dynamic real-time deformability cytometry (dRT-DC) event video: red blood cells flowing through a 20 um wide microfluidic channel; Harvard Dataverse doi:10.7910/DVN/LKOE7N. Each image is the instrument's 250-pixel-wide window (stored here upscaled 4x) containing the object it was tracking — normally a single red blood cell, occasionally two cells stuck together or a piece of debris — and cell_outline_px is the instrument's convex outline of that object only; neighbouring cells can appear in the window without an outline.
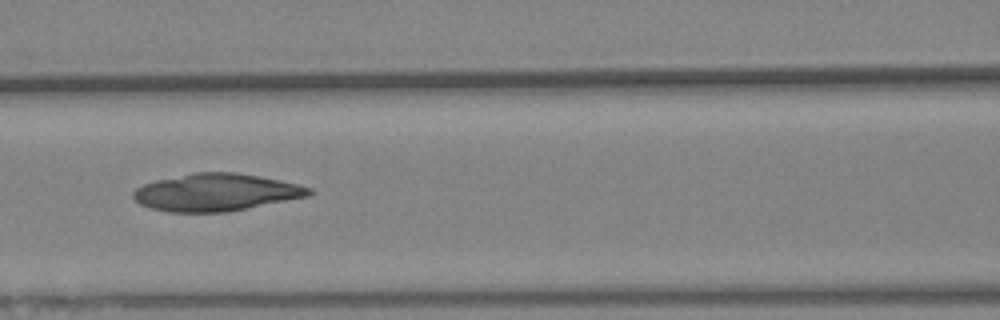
{"species": "Egyptian fruit bat (a non-hibernating species)", "species_latin": "Rousettus aegyptiacus", "temperature_condition": "warm", "stored_images_in_passage": 61, "camera_frame_rate_fps": 3000, "um_per_image_px": 0.085, "animal": {"sex": "female"}, "frame": {"image": 1, "passage_image": 27, "time_ms": 8.667, "image_size_px": [1000, 320], "cell_outline_px": [[316, 192], [308, 196], [228, 212], [168, 212], [148, 208], [140, 204], [132, 196], [132, 192], [136, 188], [144, 184], [156, 180], [196, 172], [236, 172], [296, 184], [312, 188]], "centroid_in_image_um": [18.33, 16.36], "position_along_channel_um": 148.3, "area_um2": 38.09}}
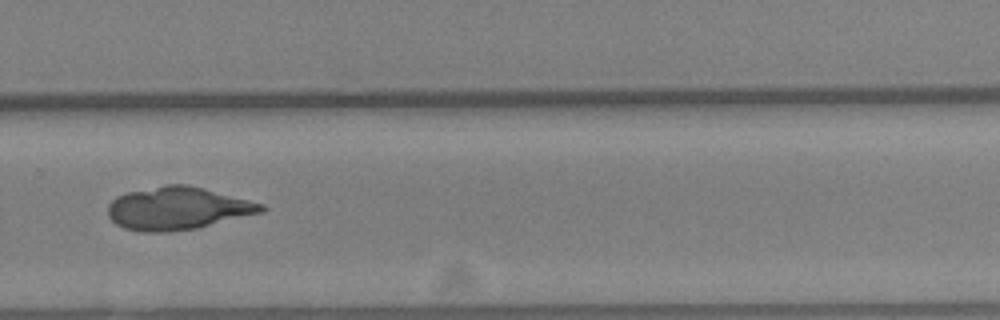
{"frame": {"image": 2, "passage_image": 42, "time_ms": 13.667, "image_size_px": [1000, 320], "cell_outline_px": [[268, 208], [264, 212], [196, 228], [168, 232], [144, 232], [124, 228], [116, 224], [108, 216], [108, 204], [116, 196], [128, 192], [168, 184], [188, 184], [264, 204]], "centroid_in_image_um": [15.1, 17.71], "position_along_channel_um": 314.7, "area_um2": 38.15}}
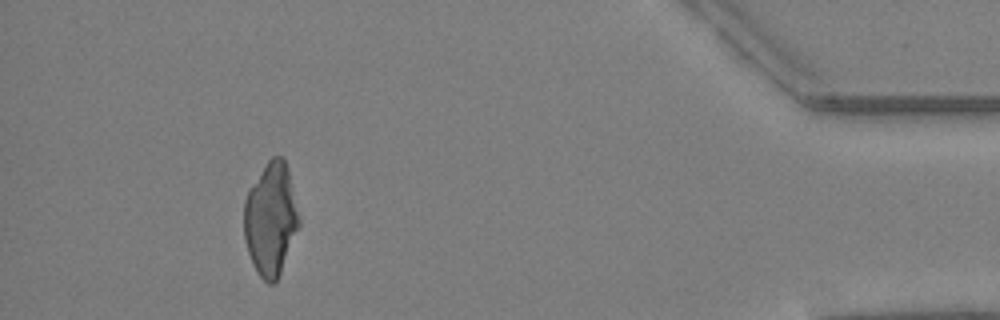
{"frame": {"image": 3, "passage_image": 56, "time_ms": 18.333, "image_size_px": [1000, 320], "cell_outline_px": [[300, 224], [280, 276], [272, 284], [268, 284], [256, 272], [252, 264], [244, 240], [244, 200], [248, 192], [268, 160], [272, 156], [284, 156], [288, 168], [300, 220]], "centroid_in_image_um": [23.02, 18.65], "position_along_channel_um": 412.2, "area_um2": 36.24}}